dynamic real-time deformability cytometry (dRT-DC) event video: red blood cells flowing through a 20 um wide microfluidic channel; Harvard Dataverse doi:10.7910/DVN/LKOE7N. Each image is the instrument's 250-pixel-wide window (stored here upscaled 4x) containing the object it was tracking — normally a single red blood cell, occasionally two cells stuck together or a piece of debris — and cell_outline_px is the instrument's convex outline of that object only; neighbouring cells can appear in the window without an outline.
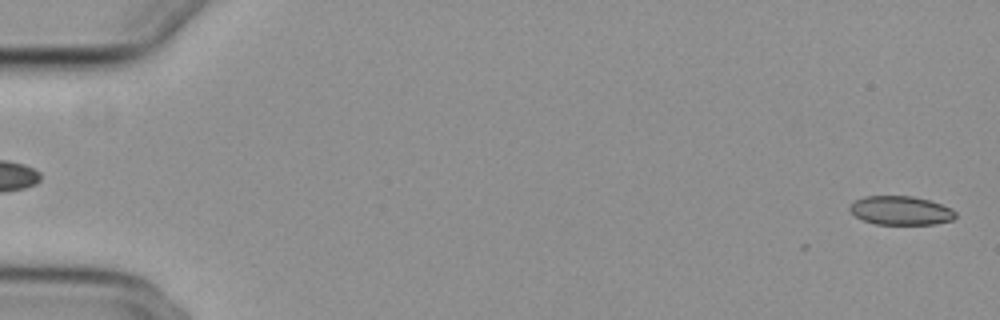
{"species": "common noctule bat (a hibernating species)", "species_latin": "Nyctalus noctula", "temperature_condition": "cold", "stored_images_in_passage": 5, "camera_frame_rate_fps": 3000, "um_per_image_px": 0.085, "animal": {"sex": "female", "body_mass_g": 29.2, "forearm_length_mm": 56.3}, "frame": {"image": 1, "passage_image": 2, "time_ms": 0.333, "image_size_px": [1000, 320], "cell_outline_px": [[956, 216], [952, 220], [932, 224], [876, 224], [864, 220], [856, 216], [848, 208], [852, 200], [864, 196], [912, 196], [928, 200], [952, 208], [956, 212]], "centroid_in_image_um": [76.54, 17.88], "position_along_channel_um": 8.5, "area_um2": 17.74}}